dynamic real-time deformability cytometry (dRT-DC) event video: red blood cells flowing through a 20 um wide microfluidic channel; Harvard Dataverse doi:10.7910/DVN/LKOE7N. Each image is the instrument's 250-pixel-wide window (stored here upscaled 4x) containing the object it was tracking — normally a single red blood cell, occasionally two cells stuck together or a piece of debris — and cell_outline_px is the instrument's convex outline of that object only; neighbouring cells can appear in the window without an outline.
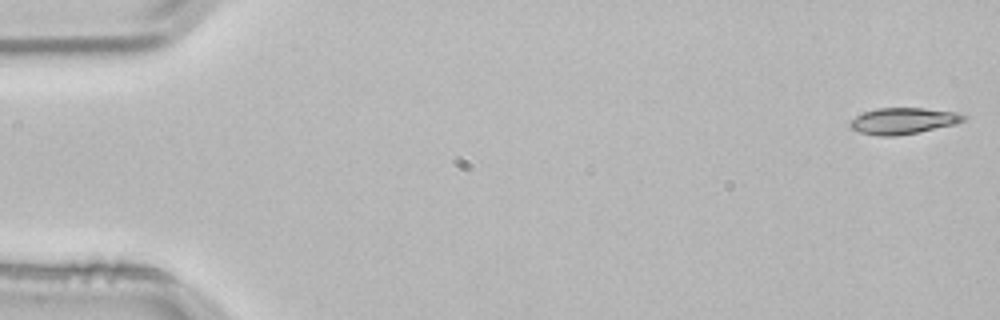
{"species": "common noctule bat (a hibernating species)", "species_latin": "Nyctalus noctula", "temperature_condition": "room temperature", "stored_images_in_passage": 50, "camera_frame_rate_fps": 3000, "um_per_image_px": 0.085, "animal": {"sex": "male", "body_mass_g": 21.5, "forearm_length_mm": 52.0}, "frame": {"image": 1, "passage_image": 1, "time_ms": 0.0, "image_size_px": [1000, 320], "cell_outline_px": [[968, 116], [964, 120], [956, 124], [916, 132], [892, 136], [880, 136], [860, 132], [852, 128], [848, 124], [856, 116], [864, 112], [876, 108], [924, 108], [960, 112]], "centroid_in_image_um": [76.81, 10.26], "position_along_channel_um": 8.2, "area_um2": 17.28}}
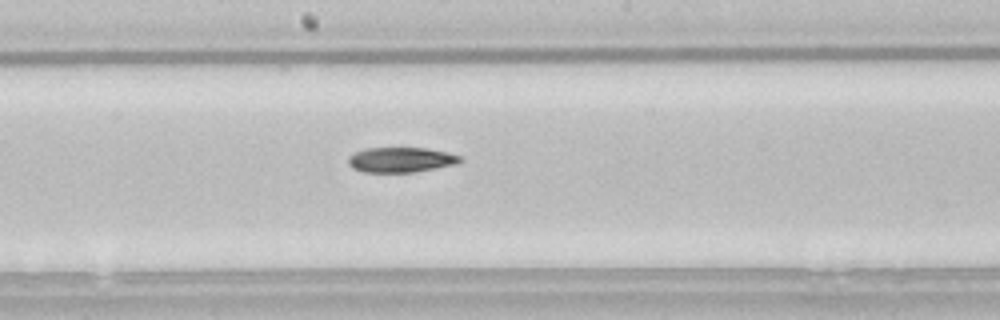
{"frame": {"image": 2, "passage_image": 28, "time_ms": 9.0, "image_size_px": [1000, 320], "cell_outline_px": [[464, 160], [456, 164], [416, 172], [364, 172], [352, 168], [348, 164], [348, 156], [356, 152], [368, 148], [428, 148], [448, 152], [460, 156]], "centroid_in_image_um": [34.09, 13.58], "position_along_channel_um": 214.1, "area_um2": 16.42}}
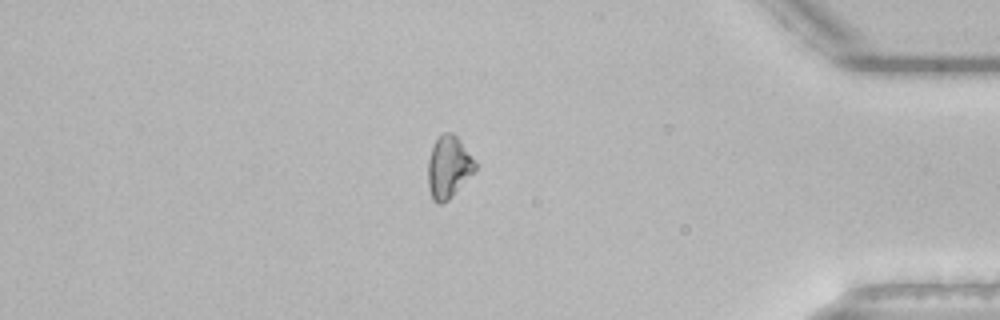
{"frame": {"image": 3, "passage_image": 45, "time_ms": 14.667, "image_size_px": [1000, 320], "cell_outline_px": [[476, 168], [452, 196], [448, 200], [440, 204], [436, 204], [432, 200], [428, 188], [428, 160], [432, 148], [436, 140], [444, 132], [452, 132], [460, 140], [476, 164]], "centroid_in_image_um": [38.09, 14.22], "position_along_channel_um": 397.1, "area_um2": 16.76}}